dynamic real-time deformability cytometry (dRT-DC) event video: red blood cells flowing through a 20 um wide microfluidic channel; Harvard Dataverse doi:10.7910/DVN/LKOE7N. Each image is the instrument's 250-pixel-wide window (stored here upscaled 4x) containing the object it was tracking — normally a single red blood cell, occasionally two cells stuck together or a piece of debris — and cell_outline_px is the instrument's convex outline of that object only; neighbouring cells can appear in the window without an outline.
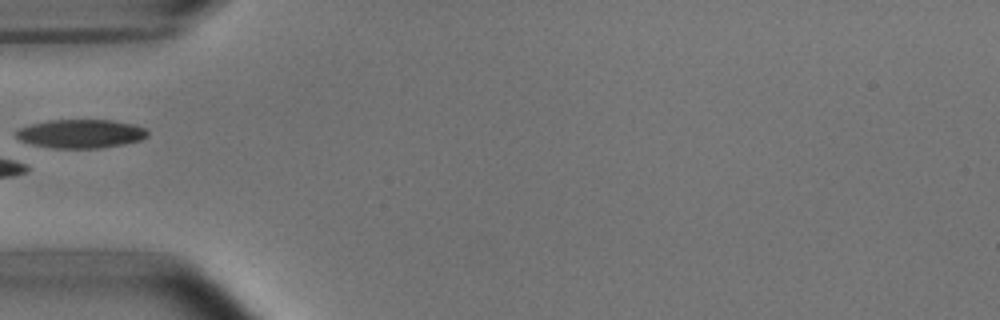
{"species": "common noctule bat (a hibernating species)", "species_latin": "Nyctalus noctula", "temperature_condition": "room temperature", "stored_images_in_passage": 30, "camera_frame_rate_fps": 3000, "um_per_image_px": 0.085, "animal": {"sex": "male", "body_mass_g": 15.6}, "frame": {"image": 1, "passage_image": 1, "time_ms": 0.0, "image_size_px": [1000, 320], "cell_outline_px": [[148, 136], [140, 140], [124, 144], [100, 148], [52, 148], [32, 144], [20, 140], [16, 136], [16, 132], [20, 128], [32, 124], [48, 120], [112, 120], [136, 124], [148, 128]], "centroid_in_image_um": [6.92, 11.36], "position_along_channel_um": 78.1, "area_um2": 22.08}}